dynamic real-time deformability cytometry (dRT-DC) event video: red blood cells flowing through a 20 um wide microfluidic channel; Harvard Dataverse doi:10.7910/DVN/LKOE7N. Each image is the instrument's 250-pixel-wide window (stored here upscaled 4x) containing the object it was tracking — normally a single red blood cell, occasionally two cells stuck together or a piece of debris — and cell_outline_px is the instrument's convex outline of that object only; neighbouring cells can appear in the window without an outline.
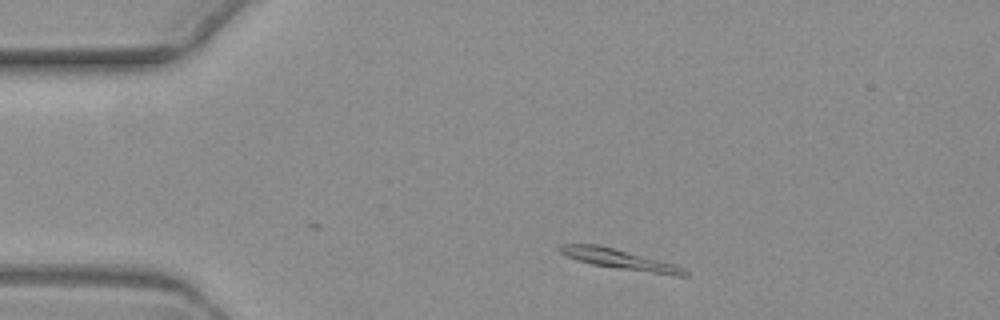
{"species": "common noctule bat (a hibernating species)", "species_latin": "Nyctalus noctula", "temperature_condition": "warm", "stored_images_in_passage": 7, "camera_frame_rate_fps": 3000, "um_per_image_px": 0.085, "animal": {"sex": "female", "body_mass_g": 19.3, "forearm_length_mm": 54.1}, "frame": {"image": 1, "passage_image": 1, "time_ms": 0.0, "image_size_px": [1000, 320], "cell_outline_px": [[688, 276], [676, 276], [616, 268], [592, 264], [576, 260], [560, 252], [556, 248], [560, 244], [600, 244], [672, 264], [684, 268], [688, 272]], "centroid_in_image_um": [52.62, 22.03], "position_along_channel_um": 32.4, "area_um2": 14.45}}
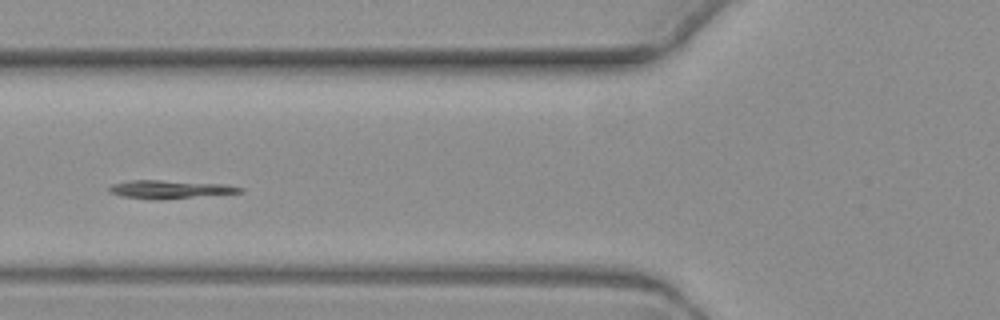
{"frame": {"image": 2, "passage_image": 4, "time_ms": 3.667, "image_size_px": [1000, 320], "cell_outline_px": [[244, 192], [160, 200], [156, 200], [124, 196], [108, 192], [108, 188], [112, 184], [128, 180], [160, 180], [224, 184], [244, 188]], "centroid_in_image_um": [14.43, 16.09], "position_along_channel_um": 111.4, "area_um2": 13.87}}
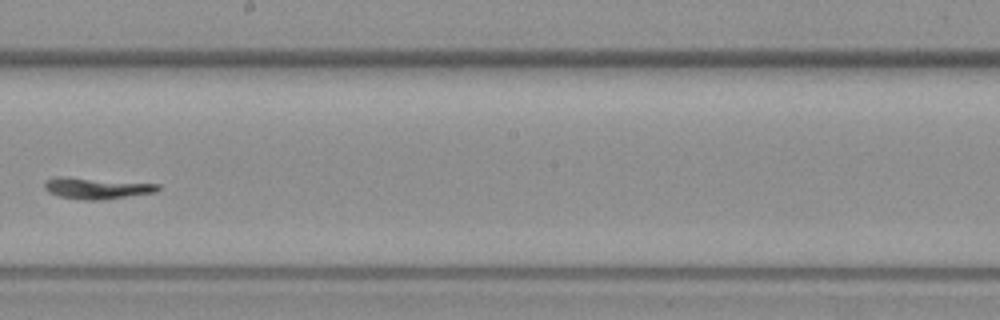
{"frame": {"image": 3, "passage_image": 7, "time_ms": 7.333, "image_size_px": [1000, 320], "cell_outline_px": [[160, 188], [156, 192], [100, 200], [84, 200], [60, 196], [48, 192], [44, 188], [44, 184], [48, 180], [56, 176], [64, 176], [160, 184]], "centroid_in_image_um": [8.2, 15.99], "position_along_channel_um": 240.0, "area_um2": 13.99}}